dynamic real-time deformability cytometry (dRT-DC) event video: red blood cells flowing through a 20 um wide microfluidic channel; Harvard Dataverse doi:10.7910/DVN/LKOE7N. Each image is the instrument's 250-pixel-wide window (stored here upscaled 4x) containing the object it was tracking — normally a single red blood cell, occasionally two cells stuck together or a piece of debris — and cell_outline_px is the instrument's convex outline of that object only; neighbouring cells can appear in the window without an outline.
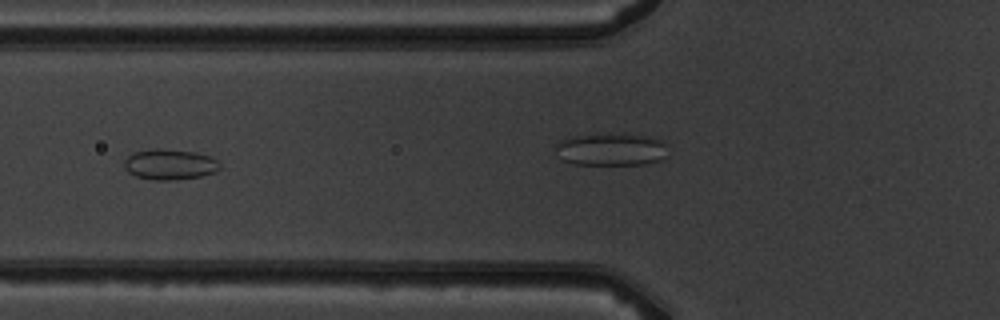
{"species": "common noctule bat (a hibernating species)", "species_latin": "Nyctalus noctula", "temperature_condition": "warm", "stored_images_in_passage": 10, "camera_frame_rate_fps": 3000, "um_per_image_px": 0.085, "animal": {"sex": "male", "body_mass_g": 19.5, "forearm_length_mm": 54.6}, "frame": {"image": 1, "passage_image": 5, "time_ms": 5.667, "image_size_px": [1000, 320], "cell_outline_px": [[220, 168], [216, 172], [200, 176], [172, 180], [152, 180], [136, 176], [128, 172], [124, 164], [124, 160], [132, 152], [160, 148], [196, 152], [208, 156], [216, 160], [220, 164]], "centroid_in_image_um": [14.42, 13.97], "position_along_channel_um": 111.4, "area_um2": 16.99}}